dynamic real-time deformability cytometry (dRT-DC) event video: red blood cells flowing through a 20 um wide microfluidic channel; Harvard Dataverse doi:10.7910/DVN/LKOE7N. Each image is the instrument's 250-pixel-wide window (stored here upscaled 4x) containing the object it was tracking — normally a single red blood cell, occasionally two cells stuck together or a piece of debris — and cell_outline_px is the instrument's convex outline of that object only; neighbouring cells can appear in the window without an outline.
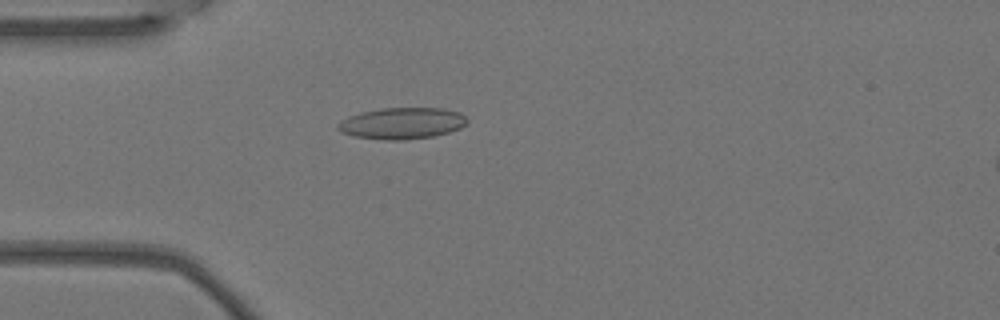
{"species": "Egyptian fruit bat (a non-hibernating species)", "species_latin": "Rousettus aegyptiacus", "temperature_condition": "warm", "stored_images_in_passage": 3, "camera_frame_rate_fps": 3000, "um_per_image_px": 0.085, "animal": {"sex": "female"}, "frame": {"image": 1, "passage_image": 3, "time_ms": 0.667, "image_size_px": [1000, 320], "cell_outline_px": [[468, 124], [460, 128], [448, 132], [432, 136], [404, 140], [384, 140], [356, 136], [340, 132], [336, 128], [336, 124], [340, 120], [348, 116], [360, 112], [380, 108], [444, 108], [460, 112], [468, 120]], "centroid_in_image_um": [34.15, 10.47], "position_along_channel_um": 50.9, "area_um2": 23.87}}